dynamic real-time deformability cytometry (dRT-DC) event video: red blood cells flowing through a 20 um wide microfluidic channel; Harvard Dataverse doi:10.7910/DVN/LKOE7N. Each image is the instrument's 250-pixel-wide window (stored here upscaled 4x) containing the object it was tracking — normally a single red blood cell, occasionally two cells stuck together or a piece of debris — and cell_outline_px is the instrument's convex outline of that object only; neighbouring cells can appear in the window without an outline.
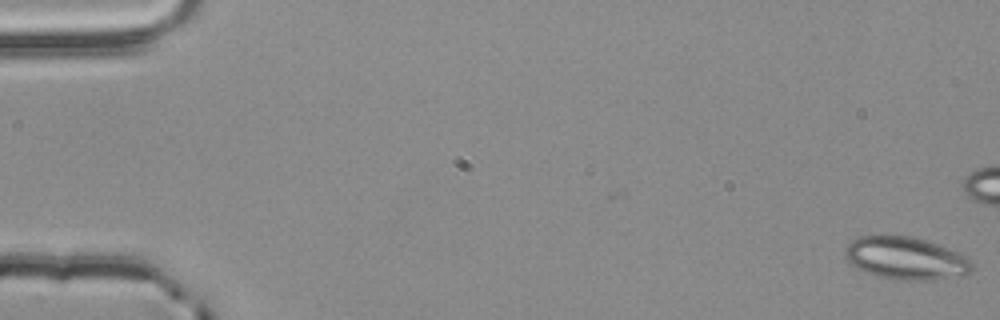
{"species": "common noctule bat (a hibernating species)", "species_latin": "Nyctalus noctula", "temperature_condition": "room temperature", "stored_images_in_passage": 7, "camera_frame_rate_fps": 3000, "um_per_image_px": 0.085, "animal": {"sex": "male", "body_mass_g": 20.4}, "frame": {"image": 1, "passage_image": 7, "time_ms": 2.0, "image_size_px": [1000, 320], "cell_outline_px": [[972, 268], [968, 272], [936, 280], [896, 280], [876, 276], [856, 268], [848, 260], [844, 252], [844, 248], [852, 240], [860, 236], [876, 232], [884, 232], [908, 236], [924, 240], [948, 248], [968, 256], [972, 264]], "centroid_in_image_um": [76.91, 21.91], "position_along_channel_um": 8.1, "area_um2": 32.02}}